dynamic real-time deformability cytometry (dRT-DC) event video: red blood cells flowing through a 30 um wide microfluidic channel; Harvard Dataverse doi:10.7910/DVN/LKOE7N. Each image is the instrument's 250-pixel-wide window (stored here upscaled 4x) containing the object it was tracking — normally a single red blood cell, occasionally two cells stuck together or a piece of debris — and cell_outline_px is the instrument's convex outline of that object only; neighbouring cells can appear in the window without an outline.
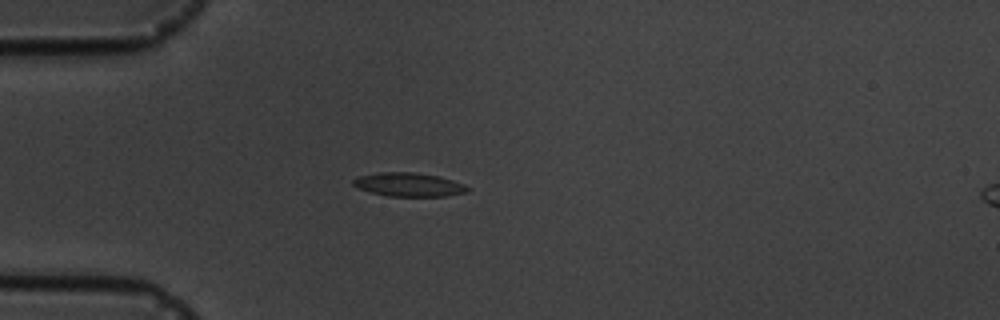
{"species": "common noctule bat (a hibernating species)", "species_latin": "Nyctalus noctula", "temperature_condition": "cold", "stored_images_in_passage": 5, "camera_frame_rate_fps": 3000, "um_per_image_px": 0.085, "animal": {"sex": "male", "body_mass_g": 19.5, "forearm_length_mm": 54.6}, "frame": {"image": 1, "passage_image": 4, "time_ms": 4.333, "image_size_px": [1000, 320], "cell_outline_px": [[472, 188], [468, 192], [448, 196], [388, 196], [372, 192], [360, 188], [352, 184], [352, 180], [360, 176], [380, 172], [412, 172], [440, 176], [464, 184]], "centroid_in_image_um": [34.81, 15.69], "position_along_channel_um": 50.2, "area_um2": 15.78}}